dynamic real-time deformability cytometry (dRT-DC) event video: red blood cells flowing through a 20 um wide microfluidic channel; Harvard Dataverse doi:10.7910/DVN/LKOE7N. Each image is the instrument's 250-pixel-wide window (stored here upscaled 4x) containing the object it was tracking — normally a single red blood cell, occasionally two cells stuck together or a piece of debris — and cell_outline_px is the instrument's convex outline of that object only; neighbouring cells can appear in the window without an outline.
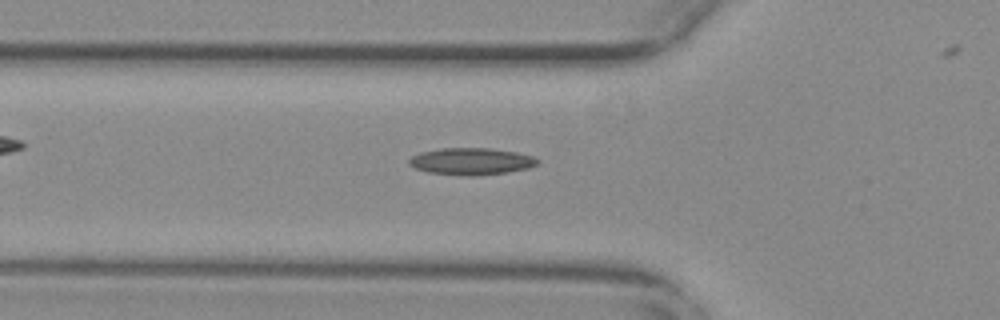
{"species": "common noctule bat (a hibernating species)", "species_latin": "Nyctalus noctula", "temperature_condition": "warm", "stored_images_in_passage": 49, "camera_frame_rate_fps": 3000, "um_per_image_px": 0.085, "animal": {"sex": "female", "body_mass_g": 29.2, "forearm_length_mm": 56.3}, "frame": {"image": 1, "passage_image": 19, "time_ms": 6.0, "image_size_px": [1000, 320], "cell_outline_px": [[540, 160], [536, 164], [528, 168], [508, 172], [480, 176], [468, 176], [428, 172], [416, 168], [408, 164], [408, 160], [412, 156], [420, 152], [440, 148], [488, 148], [516, 152], [532, 156]], "centroid_in_image_um": [40.04, 13.72], "position_along_channel_um": 85.8, "area_um2": 20.17}}
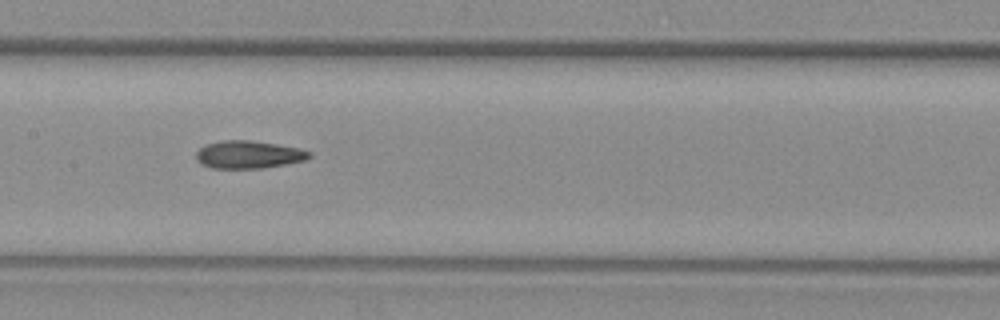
{"frame": {"image": 2, "passage_image": 27, "time_ms": 8.667, "image_size_px": [1000, 320], "cell_outline_px": [[312, 156], [304, 160], [264, 168], [212, 168], [196, 160], [196, 152], [200, 148], [208, 144], [224, 140], [248, 140], [276, 144], [296, 148], [312, 152]], "centroid_in_image_um": [21.12, 13.14], "position_along_channel_um": 186.3, "area_um2": 17.98}}
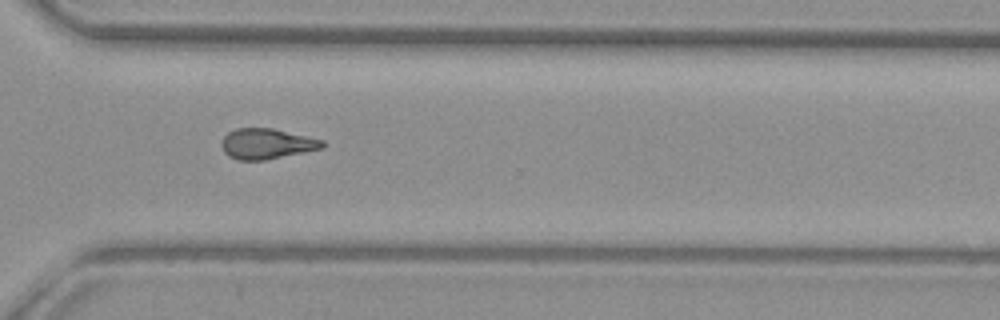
{"frame": {"image": 3, "passage_image": 40, "time_ms": 13.0, "image_size_px": [1000, 320], "cell_outline_px": [[324, 148], [264, 160], [236, 160], [228, 156], [224, 152], [220, 144], [220, 140], [228, 132], [236, 128], [272, 128], [324, 140]], "centroid_in_image_um": [22.63, 12.22], "position_along_channel_um": 348.0, "area_um2": 17.98}}